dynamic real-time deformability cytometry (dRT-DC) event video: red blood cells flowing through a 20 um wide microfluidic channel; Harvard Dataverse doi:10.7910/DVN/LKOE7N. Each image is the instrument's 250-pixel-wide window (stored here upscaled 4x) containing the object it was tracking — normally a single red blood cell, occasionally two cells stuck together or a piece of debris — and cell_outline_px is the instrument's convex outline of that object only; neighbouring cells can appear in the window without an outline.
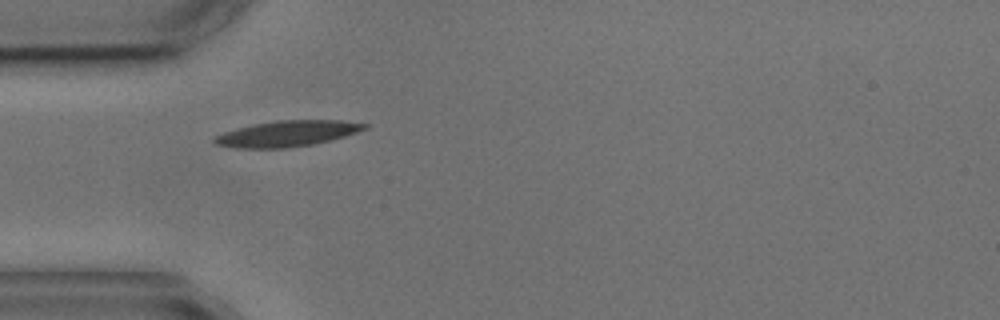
{"species": "common noctule bat (a hibernating species)", "species_latin": "Nyctalus noctula", "temperature_condition": "cold", "stored_images_in_passage": 11, "camera_frame_rate_fps": 3000, "um_per_image_px": 0.085, "animal": {"sex": "male", "body_mass_g": 17.9, "forearm_length_mm": 54.2}, "frame": {"image": 1, "passage_image": 1, "time_ms": 0.0, "image_size_px": [1000, 320], "cell_outline_px": [[368, 128], [344, 136], [312, 144], [284, 148], [236, 148], [216, 144], [212, 140], [216, 136], [224, 132], [236, 128], [276, 120], [340, 120], [368, 124]], "centroid_in_image_um": [24.4, 11.35], "position_along_channel_um": 60.6, "area_um2": 22.31}}
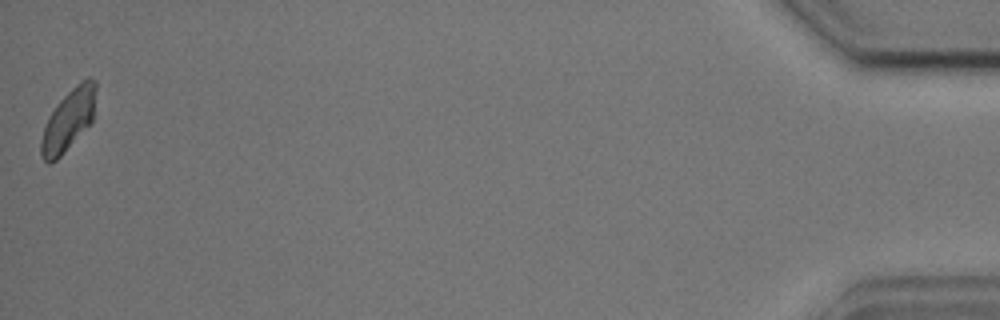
{"frame": {"image": 2, "passage_image": 11, "time_ms": 13.0, "image_size_px": [1000, 320], "cell_outline_px": [[96, 88], [92, 120], [64, 152], [56, 160], [48, 164], [40, 156], [40, 140], [48, 116], [56, 104], [76, 84], [88, 76], [92, 76], [96, 80]], "centroid_in_image_um": [5.79, 10.17], "position_along_channel_um": 429.4, "area_um2": 19.42}, "authors_computed_cell_mechanics": {"area_um2": 20.2878, "velocity_mm_per_s": 3.5962, "shape_relaxation_time_tau1_ms": 2.0308, "shape_relaxation_time_tau2_ms": 3.1217, "deformation_change_tau1": 0.097, "deformation_change_tau2": 0.0664}}